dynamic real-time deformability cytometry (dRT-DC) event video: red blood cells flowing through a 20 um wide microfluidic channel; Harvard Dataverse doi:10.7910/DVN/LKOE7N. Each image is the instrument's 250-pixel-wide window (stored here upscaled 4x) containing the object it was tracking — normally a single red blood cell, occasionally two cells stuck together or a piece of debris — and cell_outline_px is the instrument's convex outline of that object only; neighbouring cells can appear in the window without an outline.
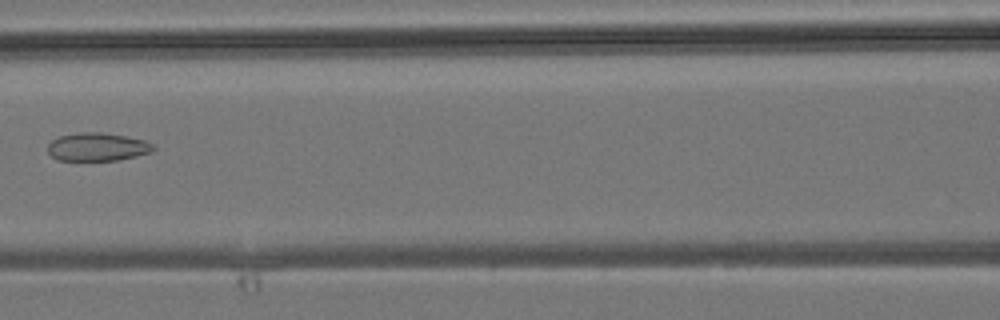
{"species": "common noctule bat (a hibernating species)", "species_latin": "Nyctalus noctula", "temperature_condition": "room temperature", "stored_images_in_passage": 6, "camera_frame_rate_fps": 3000, "um_per_image_px": 0.085, "animal": {"sex": "male", "body_mass_g": 19.2, "forearm_length_mm": 51.8}, "frame": {"image": 1, "passage_image": 6, "time_ms": 5.667, "image_size_px": [1000, 320], "cell_outline_px": [[156, 148], [152, 152], [136, 156], [116, 160], [56, 160], [48, 152], [48, 144], [52, 140], [60, 136], [80, 132], [100, 132], [124, 136], [144, 140], [152, 144]], "centroid_in_image_um": [8.27, 12.49], "position_along_channel_um": 158.3, "area_um2": 17.22}}